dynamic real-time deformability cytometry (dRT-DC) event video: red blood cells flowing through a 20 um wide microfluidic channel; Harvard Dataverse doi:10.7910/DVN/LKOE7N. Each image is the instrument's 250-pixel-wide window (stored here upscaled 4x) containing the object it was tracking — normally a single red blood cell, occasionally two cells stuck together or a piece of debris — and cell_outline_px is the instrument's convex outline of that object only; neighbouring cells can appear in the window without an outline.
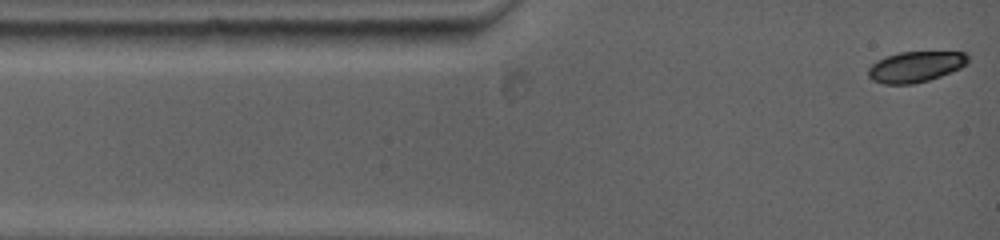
{"species": "common noctule bat (a hibernating species)", "species_latin": "Nyctalus noctula", "temperature_condition": "warm", "stored_images_in_passage": 27, "camera_frame_rate_fps": 5000, "um_per_image_px": 0.085, "animal": {"sex": "female", "body_mass_g": 19.0, "forearm_length_mm": 53.3}, "frame": {"image": 1, "passage_image": 1, "time_ms": 0.0, "image_size_px": [1000, 240], "cell_outline_px": [[968, 64], [960, 68], [940, 76], [928, 80], [912, 84], [884, 84], [872, 80], [868, 76], [868, 68], [876, 60], [900, 52], [964, 52], [968, 56]], "centroid_in_image_um": [77.81, 5.67], "position_along_channel_um": 7.2, "area_um2": 17.8}}
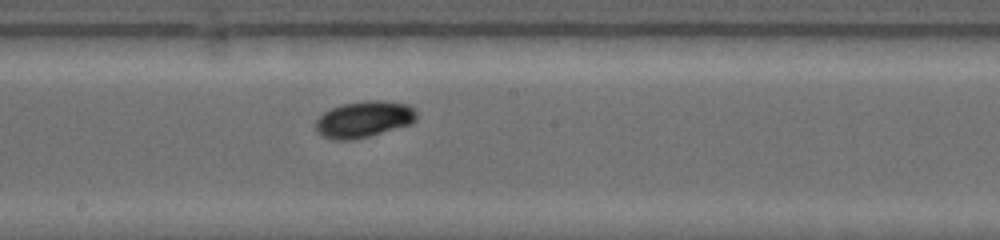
{"frame": {"image": 2, "passage_image": 12, "time_ms": 6.6, "image_size_px": [1000, 240], "cell_outline_px": [[416, 120], [412, 124], [364, 136], [344, 140], [324, 136], [316, 132], [316, 116], [340, 104], [364, 100], [384, 100], [408, 104], [416, 108]], "centroid_in_image_um": [30.95, 10.09], "position_along_channel_um": 217.3, "area_um2": 21.21}}
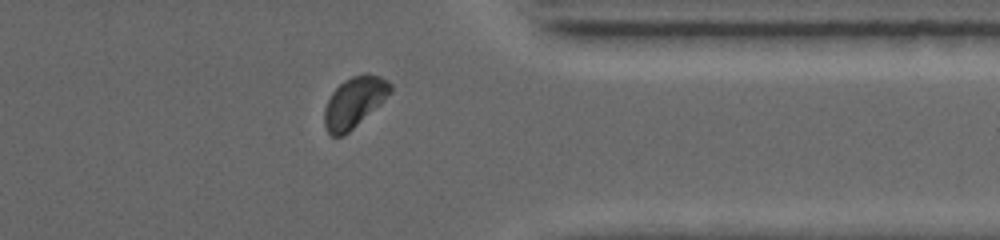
{"frame": {"image": 3, "passage_image": 23, "time_ms": 11.0, "image_size_px": [1000, 240], "cell_outline_px": [[392, 92], [380, 104], [348, 132], [340, 136], [332, 136], [328, 132], [324, 124], [324, 108], [332, 92], [344, 80], [352, 76], [364, 72], [380, 76], [388, 80], [392, 84]], "centroid_in_image_um": [30.13, 8.65], "position_along_channel_um": 381.3, "area_um2": 19.36}, "authors_computed_cell_mechanics": {"area_um2": 19.2474, "velocity_mm_per_s": 3.8991, "shape_relaxation_time_tau1_ms": 2.3866, "shape_relaxation_time_tau2_ms": null, "deformation_change_tau1": 0.0748, "deformation_change_tau2": null}}